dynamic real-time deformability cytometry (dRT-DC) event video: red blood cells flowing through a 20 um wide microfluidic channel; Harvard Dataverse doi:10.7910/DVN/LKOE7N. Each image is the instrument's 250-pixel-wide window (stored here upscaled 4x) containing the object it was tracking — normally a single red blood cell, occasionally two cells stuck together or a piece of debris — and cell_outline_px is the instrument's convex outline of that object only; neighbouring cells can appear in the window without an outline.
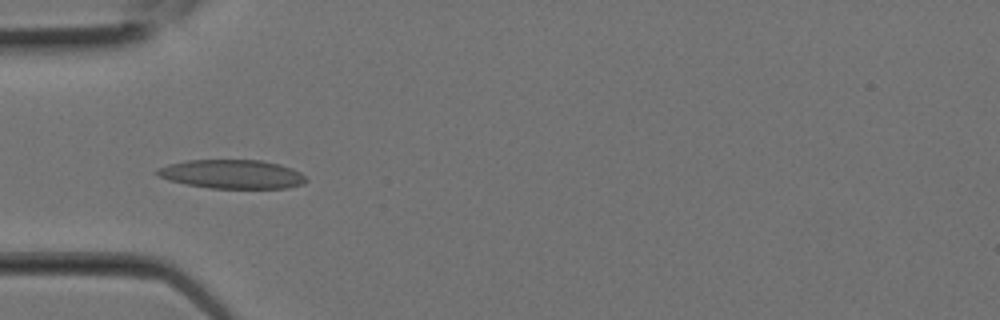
{"species": "Egyptian fruit bat (a non-hibernating species)", "species_latin": "Rousettus aegyptiacus", "temperature_condition": "room temperature", "stored_images_in_passage": 2, "camera_frame_rate_fps": 3000, "um_per_image_px": 0.085, "animal": {"sex": "female"}, "frame": {"image": 1, "passage_image": 2, "time_ms": 0.333, "image_size_px": [1000, 320], "cell_outline_px": [[308, 180], [304, 184], [288, 188], [208, 188], [168, 180], [160, 176], [156, 172], [156, 168], [168, 164], [188, 160], [260, 160], [280, 164], [292, 168], [300, 172]], "centroid_in_image_um": [19.75, 14.8], "position_along_channel_um": 65.3, "area_um2": 25.09}}